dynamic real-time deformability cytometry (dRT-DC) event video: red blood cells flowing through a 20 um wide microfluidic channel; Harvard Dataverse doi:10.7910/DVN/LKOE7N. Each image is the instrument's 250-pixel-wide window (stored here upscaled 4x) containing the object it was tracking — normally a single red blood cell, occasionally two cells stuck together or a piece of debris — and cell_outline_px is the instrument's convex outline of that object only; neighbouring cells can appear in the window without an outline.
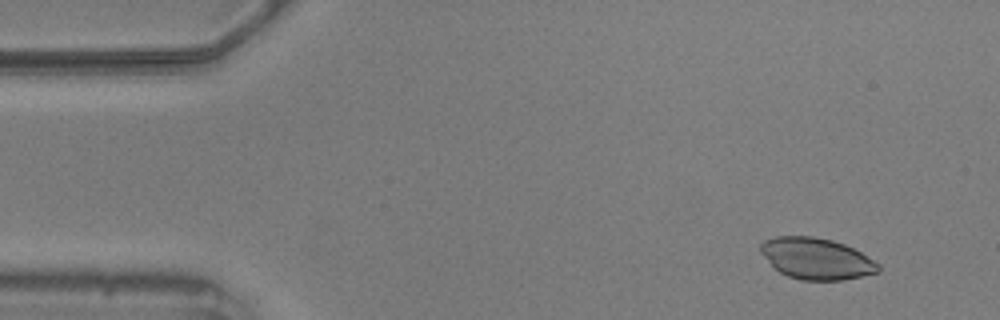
{"species": "common noctule bat (a hibernating species)", "species_latin": "Nyctalus noctula", "temperature_condition": "warm", "stored_images_in_passage": 16, "camera_frame_rate_fps": 3000, "um_per_image_px": 0.085, "animal": {"sex": "male", "body_mass_g": 20.5, "forearm_length_mm": 52.5}, "frame": {"image": 1, "passage_image": 5, "time_ms": 1.333, "image_size_px": [1000, 320], "cell_outline_px": [[880, 272], [844, 280], [800, 280], [788, 276], [780, 272], [760, 252], [760, 244], [764, 240], [776, 236], [812, 236], [832, 240], [844, 244], [860, 252], [880, 264]], "centroid_in_image_um": [69.41, 21.98], "position_along_channel_um": 15.6, "area_um2": 28.26}}